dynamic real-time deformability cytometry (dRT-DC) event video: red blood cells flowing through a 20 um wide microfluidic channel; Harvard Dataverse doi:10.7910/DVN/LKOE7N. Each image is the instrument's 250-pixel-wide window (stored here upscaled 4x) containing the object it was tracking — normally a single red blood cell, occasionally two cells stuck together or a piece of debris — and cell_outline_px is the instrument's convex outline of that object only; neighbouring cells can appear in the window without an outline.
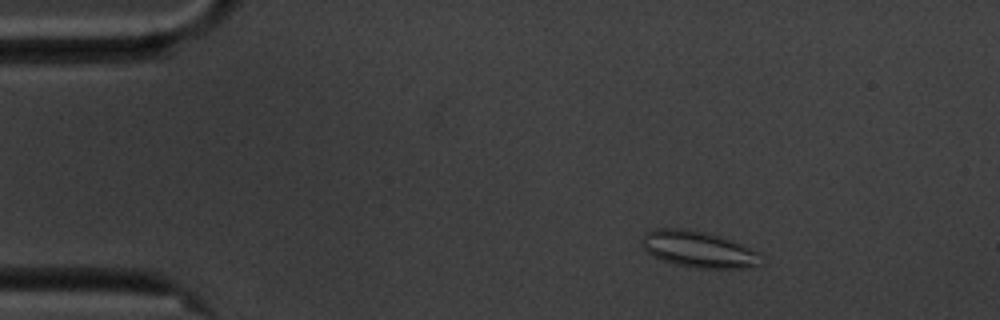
{"species": "common noctule bat (a hibernating species)", "species_latin": "Nyctalus noctula", "temperature_condition": "cold", "stored_images_in_passage": 50, "camera_frame_rate_fps": 3000, "um_per_image_px": 0.085, "animal": {"sex": "male", "body_mass_g": 20.1, "forearm_length_mm": 53.5}, "frame": {"image": 1, "passage_image": 2, "time_ms": 0.333, "image_size_px": [1000, 320], "cell_outline_px": [[764, 264], [748, 268], [696, 268], [676, 264], [652, 256], [644, 248], [644, 236], [648, 232], [656, 228], [684, 228], [704, 232], [720, 236], [760, 252]], "centroid_in_image_um": [59.45, 21.2], "position_along_channel_um": 25.6, "area_um2": 25.09}}
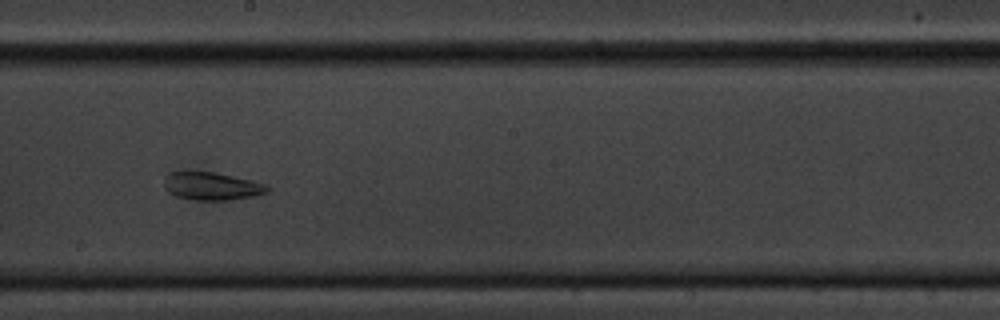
{"frame": {"image": 2, "passage_image": 25, "time_ms": 8.0, "image_size_px": [1000, 320], "cell_outline_px": [[268, 192], [256, 196], [232, 200], [196, 200], [176, 196], [168, 192], [164, 188], [164, 184], [168, 172], [212, 172], [232, 176], [268, 184]], "centroid_in_image_um": [18.02, 15.84], "position_along_channel_um": 230.2, "area_um2": 16.7}}
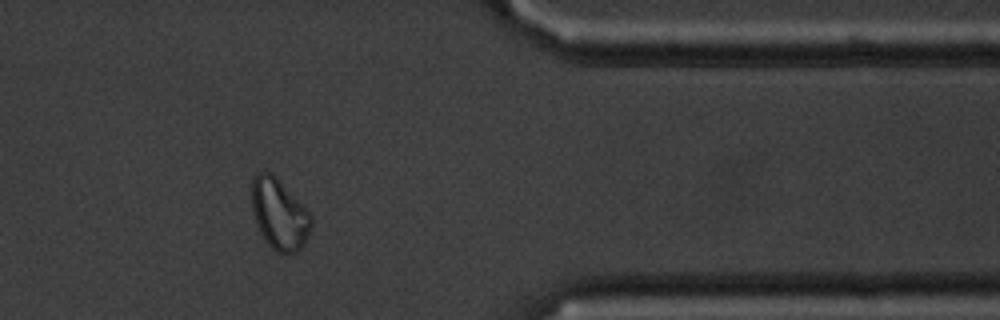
{"frame": {"image": 3, "passage_image": 40, "time_ms": 13.0, "image_size_px": [1000, 320], "cell_outline_px": [[312, 224], [308, 236], [304, 244], [296, 252], [276, 252], [268, 244], [260, 232], [252, 208], [252, 180], [256, 172], [264, 168], [272, 172], [276, 176], [312, 216]], "centroid_in_image_um": [23.72, 18.15], "position_along_channel_um": 387.7, "area_um2": 24.39}, "authors_computed_cell_mechanics": {"area_um2": 21.2415, "velocity_mm_per_s": 3.5114, "shape_relaxation_time_tau1_ms": null, "shape_relaxation_time_tau2_ms": 4.3929, "deformation_change_tau1": null, "deformation_change_tau2": 0.0934}}